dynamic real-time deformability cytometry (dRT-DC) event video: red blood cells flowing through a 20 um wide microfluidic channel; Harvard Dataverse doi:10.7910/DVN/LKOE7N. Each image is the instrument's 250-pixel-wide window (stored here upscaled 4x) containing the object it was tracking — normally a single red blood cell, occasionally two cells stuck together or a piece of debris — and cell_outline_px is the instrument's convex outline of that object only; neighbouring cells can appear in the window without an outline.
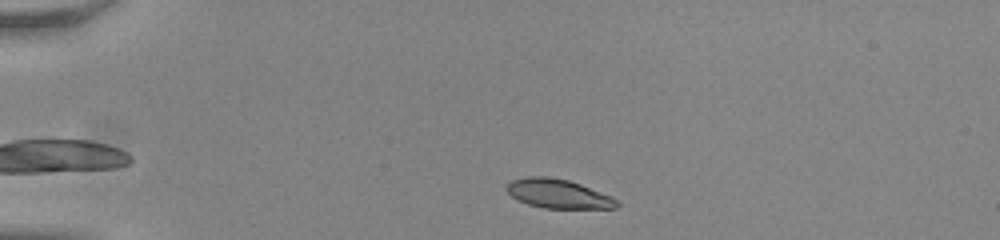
{"species": "common noctule bat (a hibernating species)", "species_latin": "Nyctalus noctula", "temperature_condition": "room temperature", "stored_images_in_passage": 45, "camera_frame_rate_fps": 3000, "um_per_image_px": 0.085, "animal": {"sex": "male", "body_mass_g": 20.0, "forearm_length_mm": 53.3}, "frame": {"image": 1, "passage_image": 3, "time_ms": 0.667, "image_size_px": [1000, 240], "cell_outline_px": [[620, 204], [616, 208], [544, 208], [528, 204], [512, 196], [504, 188], [512, 180], [528, 176], [544, 176], [568, 180], [580, 184], [612, 196]], "centroid_in_image_um": [47.45, 16.46], "position_along_channel_um": 37.5, "area_um2": 18.5}}
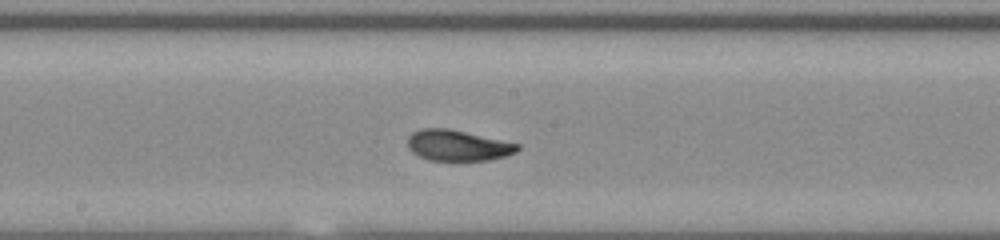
{"frame": {"image": 2, "passage_image": 21, "time_ms": 6.667, "image_size_px": [1000, 240], "cell_outline_px": [[520, 148], [516, 152], [508, 156], [488, 160], [428, 160], [412, 152], [408, 148], [408, 136], [412, 132], [420, 128], [448, 128], [520, 144]], "centroid_in_image_um": [38.91, 12.36], "position_along_channel_um": 209.3, "area_um2": 19.77}}
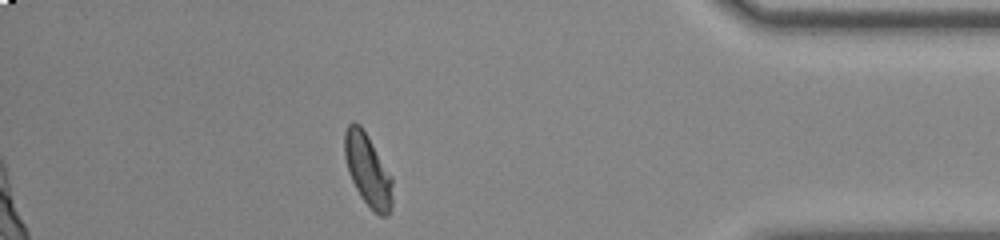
{"frame": {"image": 3, "passage_image": 39, "time_ms": 12.667, "image_size_px": [1000, 240], "cell_outline_px": [[392, 208], [388, 216], [380, 216], [372, 212], [360, 196], [348, 172], [344, 156], [344, 132], [348, 124], [352, 120], [360, 124], [392, 176]], "centroid_in_image_um": [31.26, 14.48], "position_along_channel_um": 403.9, "area_um2": 20.4}, "authors_computed_cell_mechanics": {"area_um2": 19.652, "velocity_mm_per_s": 3.7933, "shape_relaxation_time_tau1_ms": 3.1213, "shape_relaxation_time_tau2_ms": 1.0469, "deformation_change_tau1": 0.1587, "deformation_change_tau2": 0.0694}}